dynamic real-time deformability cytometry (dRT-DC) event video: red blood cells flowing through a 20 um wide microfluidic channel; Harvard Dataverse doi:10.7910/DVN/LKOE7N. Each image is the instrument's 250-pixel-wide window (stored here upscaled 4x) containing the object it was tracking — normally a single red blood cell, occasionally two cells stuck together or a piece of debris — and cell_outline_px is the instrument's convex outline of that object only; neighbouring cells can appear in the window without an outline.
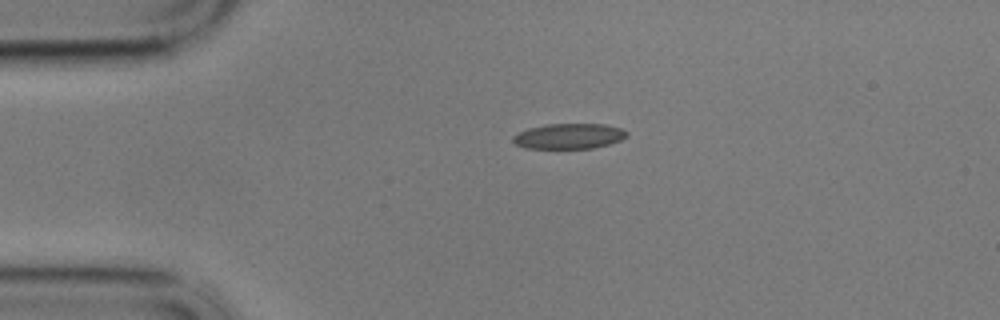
{"species": "common noctule bat (a hibernating species)", "species_latin": "Nyctalus noctula", "temperature_condition": "cold", "stored_images_in_passage": 47, "camera_frame_rate_fps": 3000, "um_per_image_px": 0.085, "animal": {"sex": "male", "body_mass_g": 17.9}, "frame": {"image": 1, "passage_image": 1, "time_ms": 0.0, "image_size_px": [1000, 320], "cell_outline_px": [[628, 136], [620, 140], [608, 144], [592, 148], [524, 148], [516, 144], [512, 140], [512, 136], [528, 128], [548, 124], [604, 124], [620, 128], [628, 132]], "centroid_in_image_um": [48.36, 11.57], "position_along_channel_um": 36.6, "area_um2": 16.7}}
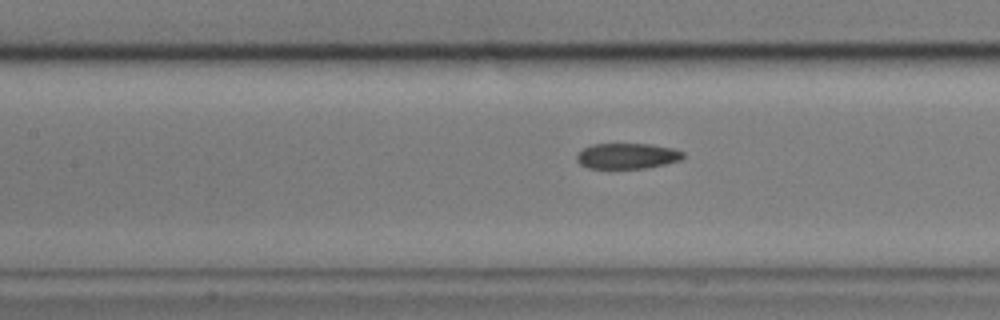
{"frame": {"image": 2, "passage_image": 14, "time_ms": 4.333, "image_size_px": [1000, 320], "cell_outline_px": [[684, 156], [680, 160], [664, 164], [644, 168], [588, 168], [580, 164], [576, 160], [576, 156], [584, 148], [592, 144], [652, 144], [672, 148], [684, 152]], "centroid_in_image_um": [53.31, 13.25], "position_along_channel_um": 154.1, "area_um2": 15.78}}
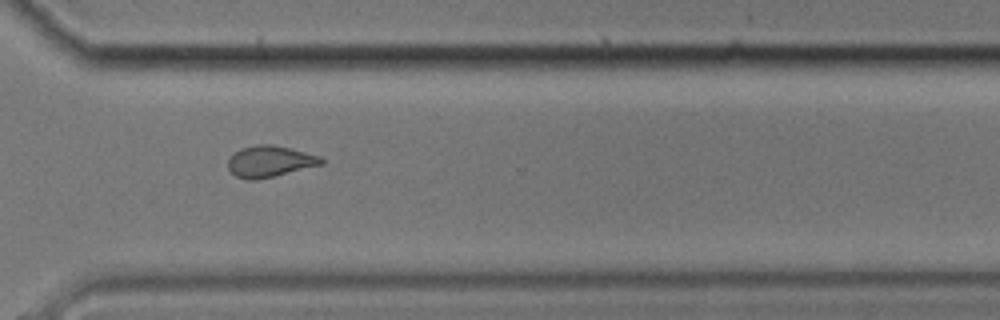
{"frame": {"image": 3, "passage_image": 31, "time_ms": 10.0, "image_size_px": [1000, 320], "cell_outline_px": [[324, 164], [256, 180], [248, 180], [236, 176], [228, 168], [228, 160], [240, 148], [256, 144], [272, 144], [320, 156], [324, 160]], "centroid_in_image_um": [22.93, 13.72], "position_along_channel_um": 347.7, "area_um2": 16.82}, "authors_computed_cell_mechanics": {"area_um2": 16.762, "velocity_mm_per_s": 3.4206, "shape_relaxation_time_tau1_ms": null, "shape_relaxation_time_tau2_ms": 2.802, "deformation_change_tau1": null, "deformation_change_tau2": 0.0978}}